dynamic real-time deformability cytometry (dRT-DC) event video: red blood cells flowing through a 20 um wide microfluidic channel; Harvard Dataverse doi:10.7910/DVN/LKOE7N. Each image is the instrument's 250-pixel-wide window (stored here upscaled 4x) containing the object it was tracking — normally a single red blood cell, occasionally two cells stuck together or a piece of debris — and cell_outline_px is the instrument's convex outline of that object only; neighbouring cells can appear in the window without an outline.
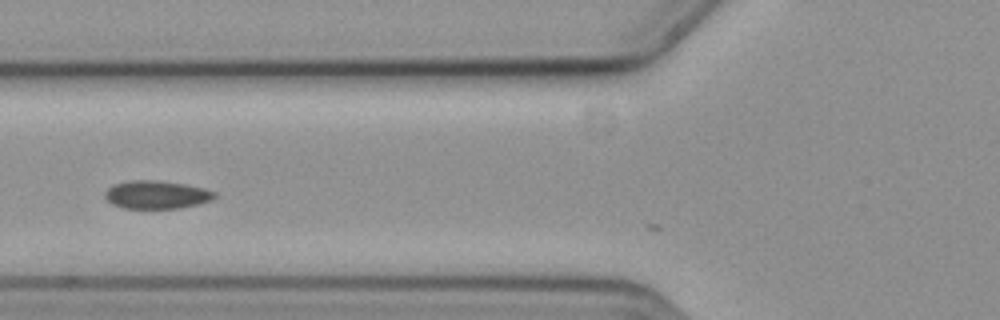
{"species": "common noctule bat (a hibernating species)", "species_latin": "Nyctalus noctula", "temperature_condition": "cold", "stored_images_in_passage": 10, "camera_frame_rate_fps": 3000, "um_per_image_px": 0.085, "animal": {"sex": "female", "body_mass_g": 19.3, "forearm_length_mm": 54.1}, "frame": {"image": 1, "passage_image": 4, "time_ms": 1.0, "image_size_px": [1000, 320], "cell_outline_px": [[216, 196], [212, 200], [200, 204], [180, 208], [124, 208], [112, 204], [104, 196], [104, 192], [112, 184], [128, 180], [160, 180], [184, 184], [204, 188], [216, 192]], "centroid_in_image_um": [13.3, 16.54], "position_along_channel_um": 112.5, "area_um2": 18.15}}
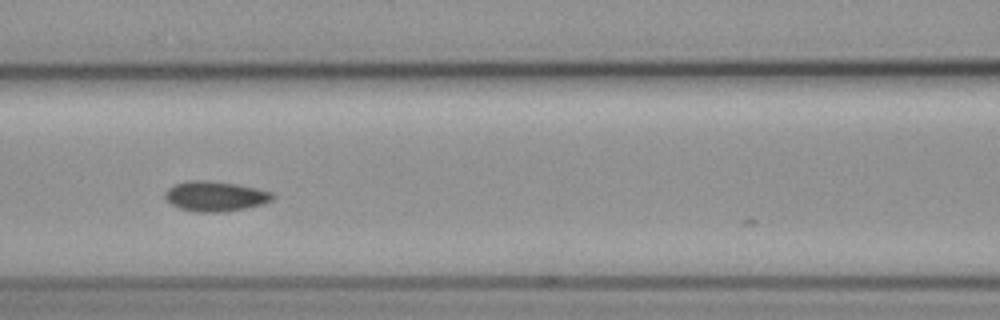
{"frame": {"image": 2, "passage_image": 7, "time_ms": 2.0, "image_size_px": [1000, 320], "cell_outline_px": [[276, 196], [272, 200], [264, 204], [248, 208], [224, 212], [200, 212], [180, 208], [172, 204], [164, 196], [164, 192], [168, 188], [176, 184], [188, 180], [208, 180], [236, 184], [256, 188], [272, 192]], "centroid_in_image_um": [18.34, 16.68], "position_along_channel_um": 148.3, "area_um2": 18.9}}